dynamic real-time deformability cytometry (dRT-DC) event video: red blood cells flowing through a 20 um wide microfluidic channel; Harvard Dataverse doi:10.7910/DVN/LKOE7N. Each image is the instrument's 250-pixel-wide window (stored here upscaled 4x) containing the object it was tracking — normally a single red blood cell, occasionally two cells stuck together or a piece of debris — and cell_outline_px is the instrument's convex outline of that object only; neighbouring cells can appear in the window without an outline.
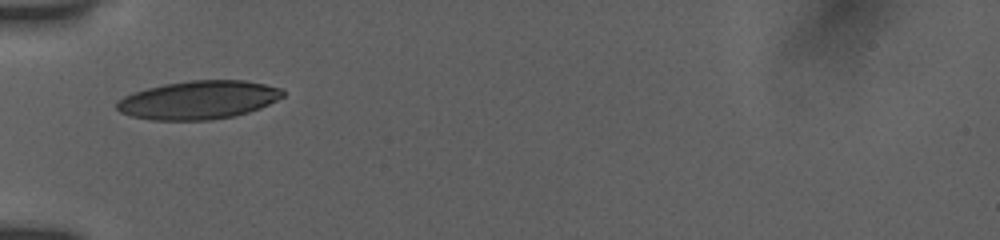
{"species": "human", "species_latin": "Homo sapiens", "temperature_condition": "room temperature", "stored_images_in_passage": 35, "camera_frame_rate_fps": 3000, "um_per_image_px": 0.085, "donor": {"sex": "female"}, "frame": {"image": 1, "passage_image": 1, "time_ms": 0.0, "image_size_px": [1000, 240], "cell_outline_px": [[284, 96], [260, 108], [236, 116], [212, 120], [152, 120], [132, 116], [120, 112], [116, 108], [116, 100], [132, 92], [164, 84], [188, 80], [244, 80], [284, 88]], "centroid_in_image_um": [16.87, 8.49], "position_along_channel_um": 68.1, "area_um2": 37.4}}
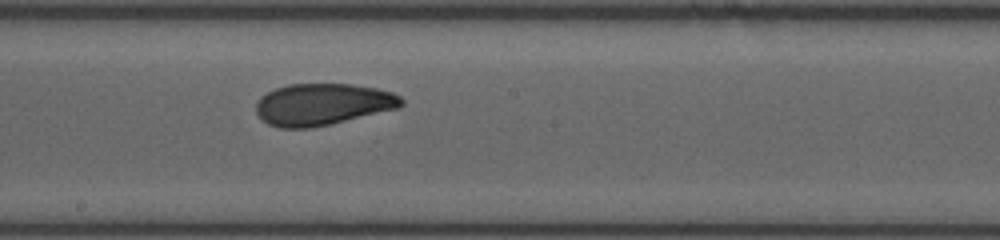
{"frame": {"image": 2, "passage_image": 13, "time_ms": 4.0, "image_size_px": [1000, 240], "cell_outline_px": [[404, 104], [400, 108], [332, 124], [308, 128], [280, 128], [268, 124], [256, 112], [256, 104], [260, 96], [276, 88], [288, 84], [352, 84], [376, 88], [392, 92], [400, 96], [404, 100]], "centroid_in_image_um": [27.46, 8.87], "position_along_channel_um": 220.7, "area_um2": 35.55}}
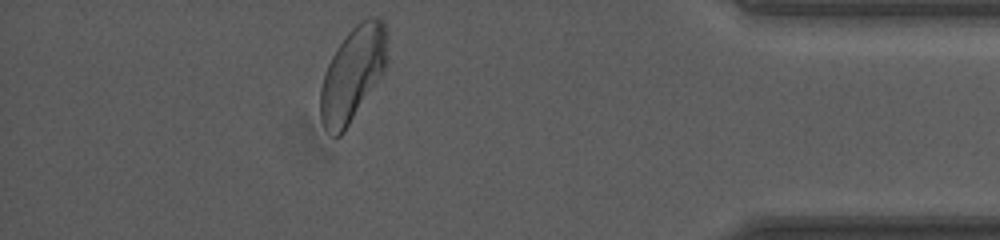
{"frame": {"image": 3, "passage_image": 30, "time_ms": 9.667, "image_size_px": [1000, 240], "cell_outline_px": [[388, 60], [384, 72], [344, 132], [340, 136], [332, 136], [324, 128], [320, 116], [320, 88], [328, 64], [336, 48], [348, 32], [360, 20], [368, 16], [380, 16], [384, 20], [388, 32]], "centroid_in_image_um": [30.02, 6.23], "position_along_channel_um": 405.2, "area_um2": 37.22}, "authors_computed_cell_mechanics": {"area_um2": 36.0094, "velocity_mm_per_s": 3.8632, "shape_relaxation_time_tau1_ms": 3.4117, "shape_relaxation_time_tau2_ms": 1.4252, "deformation_change_tau1": 0.1253, "deformation_change_tau2": 0.0573}}